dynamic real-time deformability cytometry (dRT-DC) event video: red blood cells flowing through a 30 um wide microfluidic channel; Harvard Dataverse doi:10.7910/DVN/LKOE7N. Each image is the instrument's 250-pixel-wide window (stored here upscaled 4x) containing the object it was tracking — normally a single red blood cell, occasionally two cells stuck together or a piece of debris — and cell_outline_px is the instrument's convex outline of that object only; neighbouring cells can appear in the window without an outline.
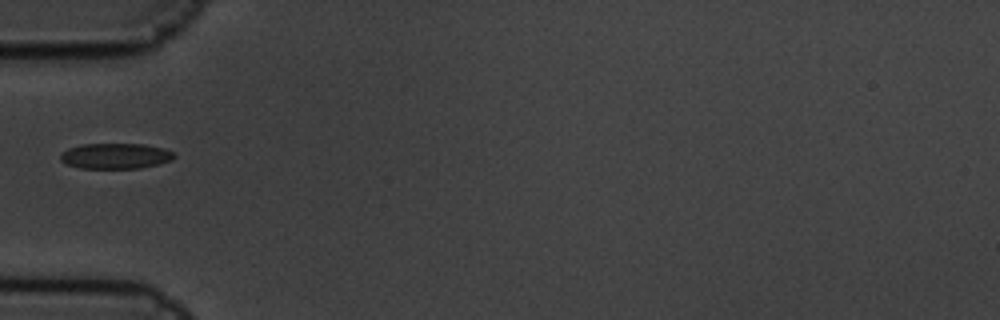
{"species": "common noctule bat (a hibernating species)", "species_latin": "Nyctalus noctula", "temperature_condition": "cold", "stored_images_in_passage": 5, "camera_frame_rate_fps": 3000, "um_per_image_px": 0.085, "animal": {"sex": "male", "body_mass_g": 19.5, "forearm_length_mm": 54.6}, "frame": {"image": 1, "passage_image": 1, "time_ms": 0.0, "image_size_px": [1000, 320], "cell_outline_px": [[176, 156], [172, 160], [160, 164], [140, 168], [80, 168], [68, 164], [60, 160], [60, 152], [68, 148], [84, 144], [144, 144], [164, 148], [176, 152]], "centroid_in_image_um": [9.86, 13.25], "position_along_channel_um": 75.1, "area_um2": 17.11}}
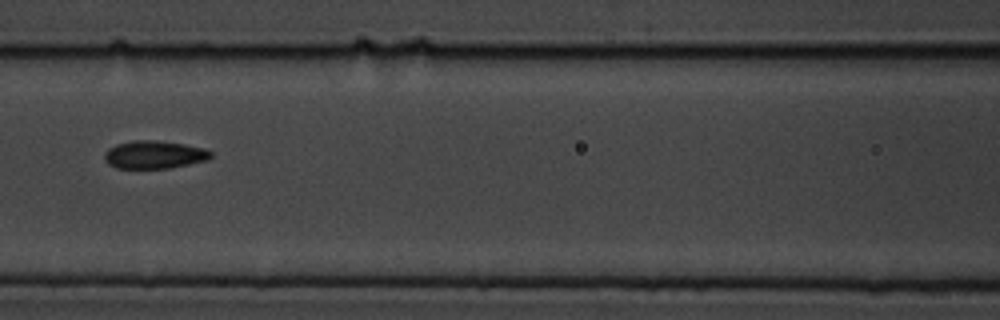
{"frame": {"image": 2, "passage_image": 3, "time_ms": 0.667, "image_size_px": [1000, 320], "cell_outline_px": [[212, 156], [208, 160], [168, 168], [116, 168], [108, 164], [104, 160], [104, 152], [108, 148], [116, 144], [132, 140], [156, 140], [184, 144], [204, 148], [212, 152]], "centroid_in_image_um": [13.08, 13.14], "position_along_channel_um": 153.5, "area_um2": 17.4}}
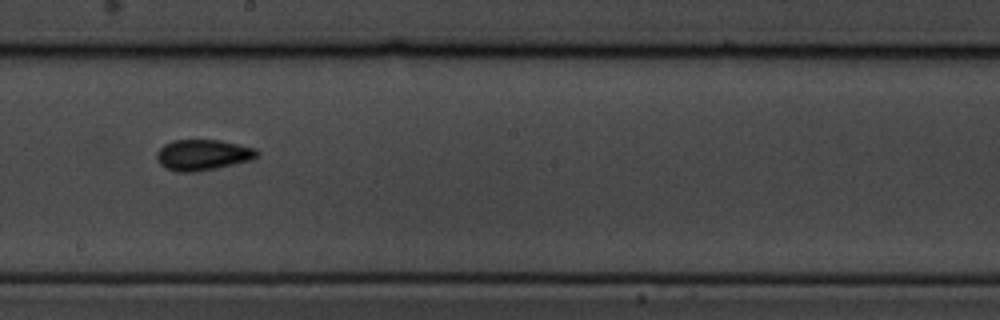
{"frame": {"image": 3, "passage_image": 5, "time_ms": 1.333, "image_size_px": [1000, 320], "cell_outline_px": [[260, 156], [252, 160], [216, 168], [196, 172], [176, 172], [164, 168], [160, 164], [156, 156], [156, 152], [164, 144], [172, 140], [220, 140], [256, 148], [260, 152]], "centroid_in_image_um": [17.25, 13.17], "position_along_channel_um": 230.9, "area_um2": 18.26}}